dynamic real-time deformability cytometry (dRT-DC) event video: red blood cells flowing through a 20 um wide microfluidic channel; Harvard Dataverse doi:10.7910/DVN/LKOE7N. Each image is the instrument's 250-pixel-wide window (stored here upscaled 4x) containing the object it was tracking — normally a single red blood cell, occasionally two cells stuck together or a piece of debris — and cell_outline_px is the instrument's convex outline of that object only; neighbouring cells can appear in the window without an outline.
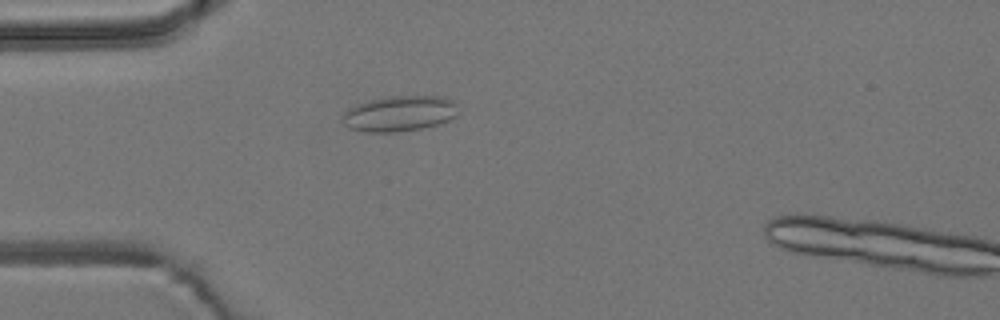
{"species": "common noctule bat (a hibernating species)", "species_latin": "Nyctalus noctula", "temperature_condition": "room temperature", "stored_images_in_passage": 17, "camera_frame_rate_fps": 3000, "um_per_image_px": 0.085, "animal": {"sex": "male", "body_mass_g": 19.2, "forearm_length_mm": 51.8}, "frame": {"image": 1, "passage_image": 15, "time_ms": 4.667, "image_size_px": [1000, 320], "cell_outline_px": [[456, 116], [448, 120], [424, 128], [396, 132], [364, 132], [348, 128], [344, 124], [344, 112], [348, 108], [356, 104], [388, 96], [444, 96], [452, 100], [456, 104]], "centroid_in_image_um": [33.95, 9.65], "position_along_channel_um": 51.1, "area_um2": 23.93}}